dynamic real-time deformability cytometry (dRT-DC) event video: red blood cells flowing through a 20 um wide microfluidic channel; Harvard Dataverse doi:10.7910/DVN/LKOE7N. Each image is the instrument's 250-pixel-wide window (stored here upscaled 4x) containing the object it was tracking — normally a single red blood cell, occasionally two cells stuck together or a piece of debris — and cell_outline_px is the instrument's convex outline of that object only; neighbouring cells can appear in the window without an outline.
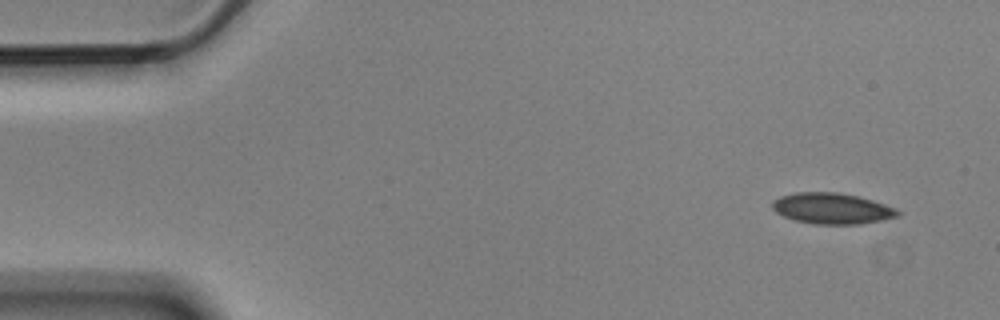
{"species": "Egyptian fruit bat (a non-hibernating species)", "species_latin": "Rousettus aegyptiacus", "temperature_condition": "cold", "stored_images_in_passage": 4, "camera_frame_rate_fps": 3000, "um_per_image_px": 0.085, "animal": {"sex": "male"}, "frame": {"image": 1, "passage_image": 1, "time_ms": 0.0, "image_size_px": [1000, 320], "cell_outline_px": [[900, 216], [884, 220], [860, 224], [812, 224], [796, 220], [784, 216], [776, 212], [772, 208], [772, 200], [780, 196], [796, 192], [836, 192], [856, 196], [872, 200], [896, 208], [900, 212]], "centroid_in_image_um": [70.72, 17.72], "position_along_channel_um": 14.3, "area_um2": 22.66}}
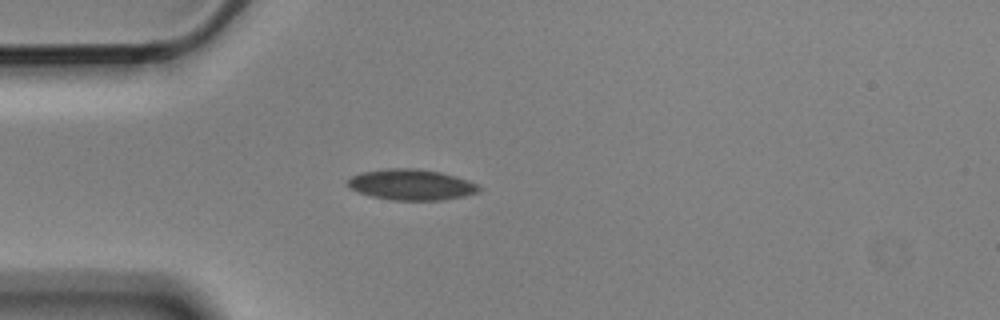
{"frame": {"image": 2, "passage_image": 4, "time_ms": 1.0, "image_size_px": [1000, 320], "cell_outline_px": [[484, 188], [476, 192], [464, 196], [444, 200], [392, 200], [372, 196], [348, 188], [348, 180], [352, 176], [360, 172], [384, 168], [416, 168], [440, 172], [456, 176], [480, 184]], "centroid_in_image_um": [34.99, 15.69], "position_along_channel_um": 50.0, "area_um2": 23.76}}